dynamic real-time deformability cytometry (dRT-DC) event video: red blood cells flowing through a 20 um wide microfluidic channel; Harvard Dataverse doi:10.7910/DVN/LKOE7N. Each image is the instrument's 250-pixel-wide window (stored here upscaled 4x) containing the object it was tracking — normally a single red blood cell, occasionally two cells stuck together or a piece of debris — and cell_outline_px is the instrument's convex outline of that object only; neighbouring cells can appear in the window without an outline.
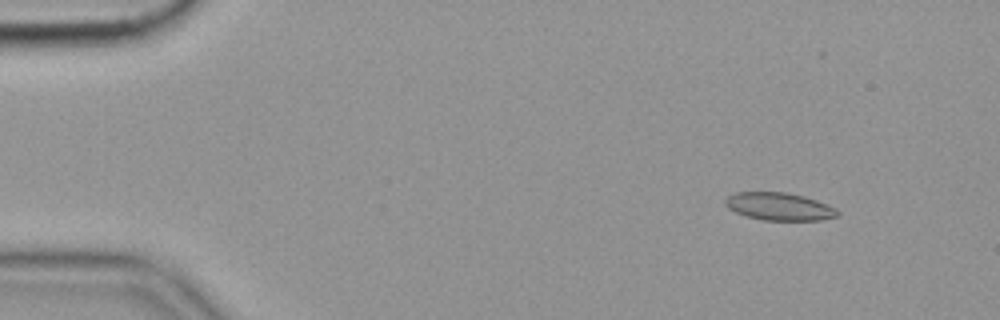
{"species": "common noctule bat (a hibernating species)", "species_latin": "Nyctalus noctula", "temperature_condition": "cold", "stored_images_in_passage": 58, "camera_frame_rate_fps": 3000, "um_per_image_px": 0.085, "animal": {"sex": "female", "body_mass_g": 19.9}, "frame": {"image": 1, "passage_image": 7, "time_ms": 2.0, "image_size_px": [1000, 320], "cell_outline_px": [[840, 216], [820, 220], [764, 220], [748, 216], [736, 212], [728, 208], [724, 204], [724, 200], [728, 196], [736, 192], [784, 192], [804, 196], [828, 204], [836, 208], [840, 212]], "centroid_in_image_um": [66.26, 17.55], "position_along_channel_um": 18.7, "area_um2": 18.15}}
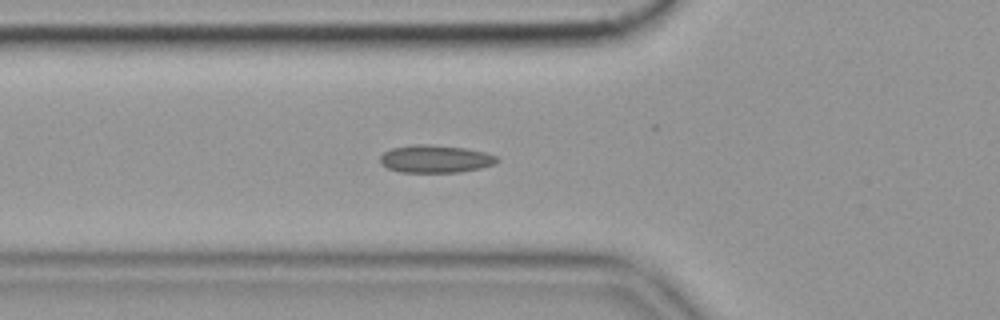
{"frame": {"image": 2, "passage_image": 21, "time_ms": 6.667, "image_size_px": [1000, 320], "cell_outline_px": [[500, 160], [496, 164], [480, 168], [460, 172], [400, 172], [388, 168], [380, 164], [380, 156], [384, 152], [392, 148], [416, 144], [428, 144], [464, 148], [484, 152], [496, 156]], "centroid_in_image_um": [37.01, 13.51], "position_along_channel_um": 88.8, "area_um2": 18.84}}
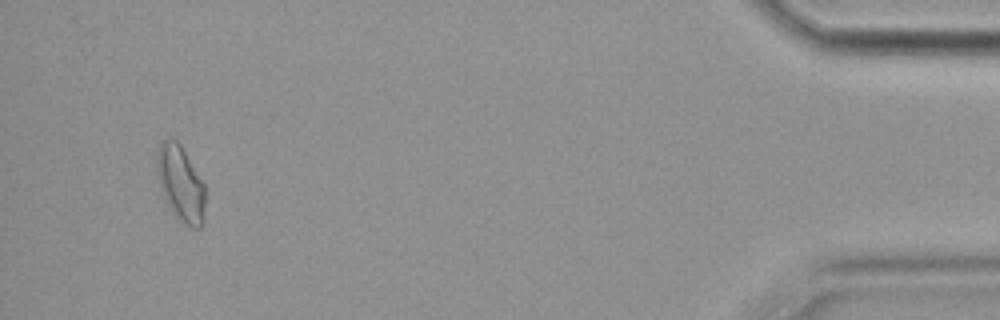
{"frame": {"image": 3, "passage_image": 55, "time_ms": 18.0, "image_size_px": [1000, 320], "cell_outline_px": [[204, 204], [200, 228], [192, 228], [176, 220], [160, 188], [156, 168], [156, 152], [160, 144], [164, 140], [176, 140], [180, 144], [204, 184]], "centroid_in_image_um": [15.32, 15.61], "position_along_channel_um": 419.9, "area_um2": 20.98}, "authors_computed_cell_mechanics": {"area_um2": 18.1492, "velocity_mm_per_s": 3.5406, "shape_relaxation_time_tau1_ms": null, "shape_relaxation_time_tau2_ms": 2.8015, "deformation_change_tau1": null, "deformation_change_tau2": 0.0835}}